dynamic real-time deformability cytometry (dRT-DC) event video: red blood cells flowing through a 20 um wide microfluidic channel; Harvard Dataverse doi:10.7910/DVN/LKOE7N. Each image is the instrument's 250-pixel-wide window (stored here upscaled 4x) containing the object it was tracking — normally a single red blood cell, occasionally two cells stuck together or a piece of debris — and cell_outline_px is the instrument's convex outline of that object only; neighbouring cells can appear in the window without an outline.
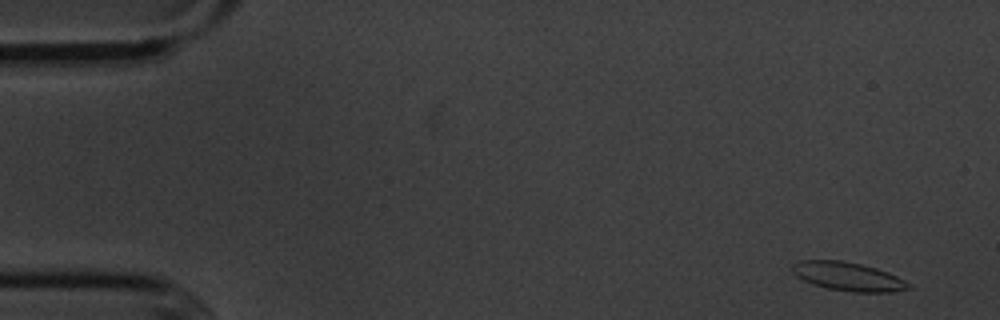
{"species": "common noctule bat (a hibernating species)", "species_latin": "Nyctalus noctula", "temperature_condition": "cold", "stored_images_in_passage": 4, "camera_frame_rate_fps": 3000, "um_per_image_px": 0.085, "animal": {"sex": "male", "body_mass_g": 20.1, "forearm_length_mm": 53.5}, "frame": {"image": 1, "passage_image": 1, "time_ms": 0.0, "image_size_px": [1000, 320], "cell_outline_px": [[912, 288], [892, 292], [852, 292], [828, 288], [812, 284], [796, 276], [792, 272], [792, 264], [800, 260], [840, 260], [860, 264], [876, 268], [888, 272], [912, 284]], "centroid_in_image_um": [72.09, 23.5], "position_along_channel_um": 12.9, "area_um2": 19.42}}